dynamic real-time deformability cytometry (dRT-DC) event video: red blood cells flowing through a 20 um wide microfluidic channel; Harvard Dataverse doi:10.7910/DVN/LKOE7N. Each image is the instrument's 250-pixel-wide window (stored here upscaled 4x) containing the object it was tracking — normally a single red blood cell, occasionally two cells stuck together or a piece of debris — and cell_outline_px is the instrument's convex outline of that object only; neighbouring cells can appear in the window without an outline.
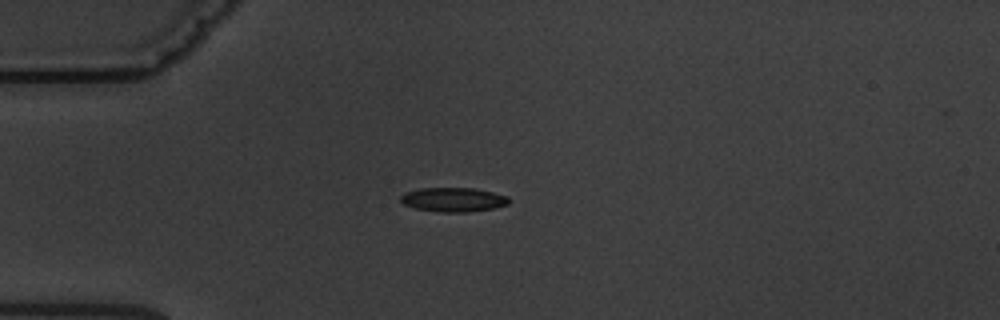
{"species": "common noctule bat (a hibernating species)", "species_latin": "Nyctalus noctula", "temperature_condition": "warm", "stored_images_in_passage": 2, "camera_frame_rate_fps": 3000, "um_per_image_px": 0.085, "animal": {"sex": "male", "body_mass_g": 19.5, "forearm_length_mm": 54.6}, "frame": {"image": 1, "passage_image": 2, "time_ms": 1.333, "image_size_px": [1000, 320], "cell_outline_px": [[512, 200], [508, 204], [492, 208], [464, 212], [440, 212], [416, 208], [404, 204], [400, 200], [400, 196], [404, 192], [420, 188], [476, 188], [508, 196]], "centroid_in_image_um": [38.54, 16.95], "position_along_channel_um": 46.5, "area_um2": 15.26}}